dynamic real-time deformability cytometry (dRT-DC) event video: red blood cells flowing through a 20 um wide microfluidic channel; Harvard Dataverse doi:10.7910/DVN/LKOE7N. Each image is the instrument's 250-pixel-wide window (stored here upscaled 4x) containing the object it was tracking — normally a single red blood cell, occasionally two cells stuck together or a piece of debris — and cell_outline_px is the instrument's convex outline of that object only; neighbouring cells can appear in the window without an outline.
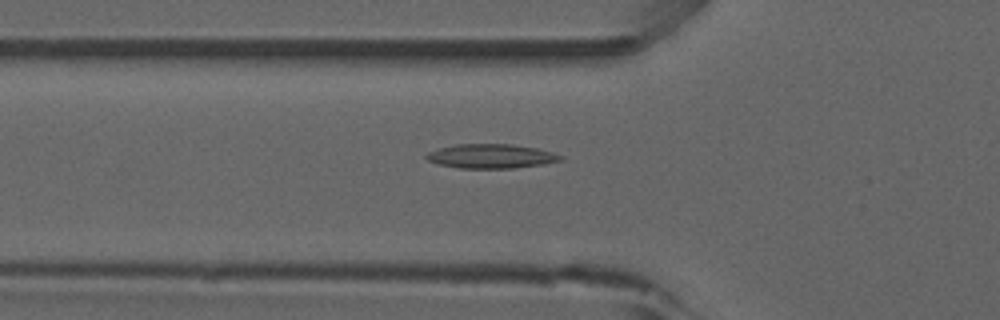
{"species": "common noctule bat (a hibernating species)", "species_latin": "Nyctalus noctula", "temperature_condition": "room temperature", "stored_images_in_passage": 5, "camera_frame_rate_fps": 3000, "um_per_image_px": 0.085, "animal": {"sex": "male", "forearm_length_mm": 52.5}, "frame": {"image": 1, "passage_image": 5, "time_ms": 1.333, "image_size_px": [1000, 320], "cell_outline_px": [[564, 160], [544, 164], [516, 168], [460, 168], [436, 164], [428, 160], [424, 156], [428, 152], [440, 148], [456, 144], [512, 144], [536, 148], [552, 152], [564, 156]], "centroid_in_image_um": [41.76, 13.28], "position_along_channel_um": 84.0, "area_um2": 19.07}}